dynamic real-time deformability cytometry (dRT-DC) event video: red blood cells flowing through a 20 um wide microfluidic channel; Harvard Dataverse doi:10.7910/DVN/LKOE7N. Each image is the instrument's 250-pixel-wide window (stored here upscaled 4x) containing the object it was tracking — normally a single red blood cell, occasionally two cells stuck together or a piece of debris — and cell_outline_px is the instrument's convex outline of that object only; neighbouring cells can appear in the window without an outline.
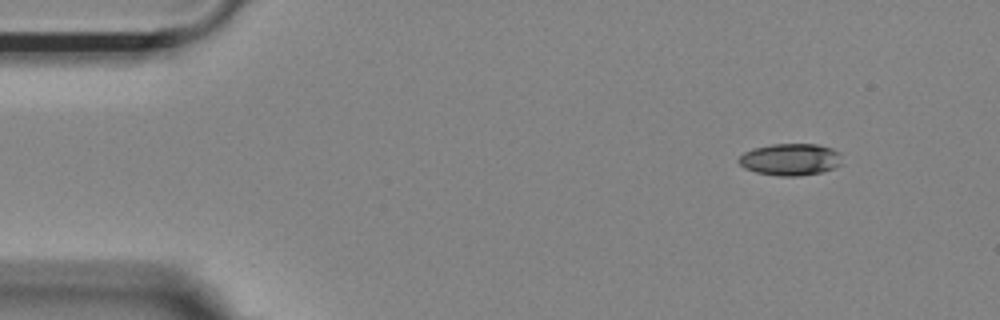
{"species": "Egyptian fruit bat (a non-hibernating species)", "species_latin": "Rousettus aegyptiacus", "temperature_condition": "room temperature", "stored_images_in_passage": 10, "camera_frame_rate_fps": 3000, "um_per_image_px": 0.085, "animal": {"sex": "female"}, "frame": {"image": 1, "passage_image": 1, "time_ms": 0.0, "image_size_px": [1000, 320], "cell_outline_px": [[840, 164], [832, 168], [820, 172], [800, 176], [780, 176], [756, 172], [744, 168], [736, 160], [744, 152], [752, 148], [772, 144], [816, 144], [832, 148], [840, 152]], "centroid_in_image_um": [67.14, 13.54], "position_along_channel_um": 17.9, "area_um2": 19.19}}